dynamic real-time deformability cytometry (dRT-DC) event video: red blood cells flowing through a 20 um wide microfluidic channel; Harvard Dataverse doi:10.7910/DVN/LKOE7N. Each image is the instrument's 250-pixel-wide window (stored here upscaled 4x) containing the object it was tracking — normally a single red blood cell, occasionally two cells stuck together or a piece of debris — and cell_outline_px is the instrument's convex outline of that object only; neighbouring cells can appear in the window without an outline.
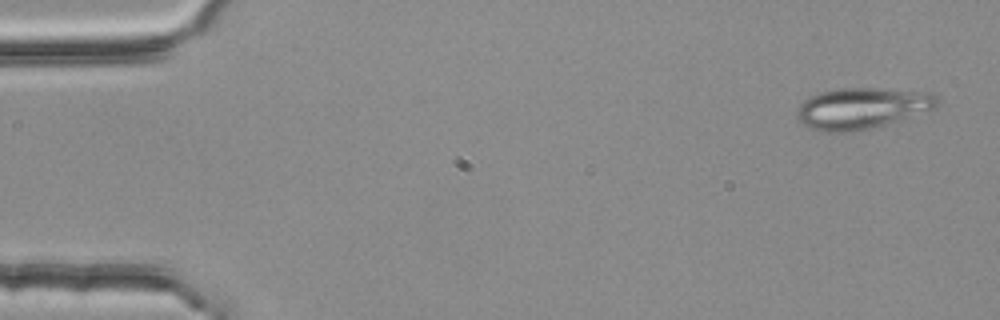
{"species": "common noctule bat (a hibernating species)", "species_latin": "Nyctalus noctula", "temperature_condition": "room temperature", "stored_images_in_passage": 4, "camera_frame_rate_fps": 3000, "um_per_image_px": 0.085, "animal": {"sex": "female", "body_mass_g": 25.1}, "frame": {"image": 1, "passage_image": 1, "time_ms": 0.0, "image_size_px": [1000, 320], "cell_outline_px": [[940, 104], [936, 108], [904, 120], [852, 132], [820, 132], [800, 124], [796, 116], [796, 112], [800, 104], [804, 100], [820, 92], [836, 88], [880, 88], [932, 92], [940, 100]], "centroid_in_image_um": [73.3, 9.2], "position_along_channel_um": 11.7, "area_um2": 34.33}}